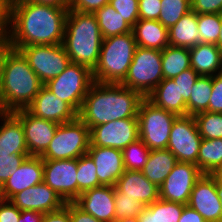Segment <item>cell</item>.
<instances>
[{"label":"cell","instance_id":"1","mask_svg":"<svg viewBox=\"0 0 222 222\" xmlns=\"http://www.w3.org/2000/svg\"><path fill=\"white\" fill-rule=\"evenodd\" d=\"M69 7L30 1L11 5V38L14 47L62 44Z\"/></svg>","mask_w":222,"mask_h":222},{"label":"cell","instance_id":"2","mask_svg":"<svg viewBox=\"0 0 222 222\" xmlns=\"http://www.w3.org/2000/svg\"><path fill=\"white\" fill-rule=\"evenodd\" d=\"M144 97L122 84L94 82L87 92L78 117L90 129L125 118H138Z\"/></svg>","mask_w":222,"mask_h":222},{"label":"cell","instance_id":"3","mask_svg":"<svg viewBox=\"0 0 222 222\" xmlns=\"http://www.w3.org/2000/svg\"><path fill=\"white\" fill-rule=\"evenodd\" d=\"M43 85L23 54L13 49L0 74V112L26 109Z\"/></svg>","mask_w":222,"mask_h":222},{"label":"cell","instance_id":"4","mask_svg":"<svg viewBox=\"0 0 222 222\" xmlns=\"http://www.w3.org/2000/svg\"><path fill=\"white\" fill-rule=\"evenodd\" d=\"M102 40L94 13L68 10L62 44L71 62L93 71L99 59Z\"/></svg>","mask_w":222,"mask_h":222},{"label":"cell","instance_id":"5","mask_svg":"<svg viewBox=\"0 0 222 222\" xmlns=\"http://www.w3.org/2000/svg\"><path fill=\"white\" fill-rule=\"evenodd\" d=\"M136 48L133 32L103 39L97 65L92 71L94 82L121 84Z\"/></svg>","mask_w":222,"mask_h":222},{"label":"cell","instance_id":"6","mask_svg":"<svg viewBox=\"0 0 222 222\" xmlns=\"http://www.w3.org/2000/svg\"><path fill=\"white\" fill-rule=\"evenodd\" d=\"M90 146V129L78 117L58 125L53 139L40 156L43 160L78 159L87 154Z\"/></svg>","mask_w":222,"mask_h":222},{"label":"cell","instance_id":"7","mask_svg":"<svg viewBox=\"0 0 222 222\" xmlns=\"http://www.w3.org/2000/svg\"><path fill=\"white\" fill-rule=\"evenodd\" d=\"M162 80L161 51L137 46L128 74L121 84L146 98Z\"/></svg>","mask_w":222,"mask_h":222},{"label":"cell","instance_id":"8","mask_svg":"<svg viewBox=\"0 0 222 222\" xmlns=\"http://www.w3.org/2000/svg\"><path fill=\"white\" fill-rule=\"evenodd\" d=\"M139 139L150 149H167L170 131L177 115L144 98L138 109Z\"/></svg>","mask_w":222,"mask_h":222},{"label":"cell","instance_id":"9","mask_svg":"<svg viewBox=\"0 0 222 222\" xmlns=\"http://www.w3.org/2000/svg\"><path fill=\"white\" fill-rule=\"evenodd\" d=\"M93 83V74L88 67L70 62L60 75L44 85L56 97L69 103L79 113Z\"/></svg>","mask_w":222,"mask_h":222},{"label":"cell","instance_id":"10","mask_svg":"<svg viewBox=\"0 0 222 222\" xmlns=\"http://www.w3.org/2000/svg\"><path fill=\"white\" fill-rule=\"evenodd\" d=\"M14 49L23 54L43 84L60 75L71 62L63 44L29 45Z\"/></svg>","mask_w":222,"mask_h":222},{"label":"cell","instance_id":"11","mask_svg":"<svg viewBox=\"0 0 222 222\" xmlns=\"http://www.w3.org/2000/svg\"><path fill=\"white\" fill-rule=\"evenodd\" d=\"M201 140L194 116H178L172 124L167 149L177 161L197 165Z\"/></svg>","mask_w":222,"mask_h":222},{"label":"cell","instance_id":"12","mask_svg":"<svg viewBox=\"0 0 222 222\" xmlns=\"http://www.w3.org/2000/svg\"><path fill=\"white\" fill-rule=\"evenodd\" d=\"M139 139L138 118L110 121L90 128V146L125 149Z\"/></svg>","mask_w":222,"mask_h":222},{"label":"cell","instance_id":"13","mask_svg":"<svg viewBox=\"0 0 222 222\" xmlns=\"http://www.w3.org/2000/svg\"><path fill=\"white\" fill-rule=\"evenodd\" d=\"M77 159L43 160V182L66 203L77 199Z\"/></svg>","mask_w":222,"mask_h":222},{"label":"cell","instance_id":"14","mask_svg":"<svg viewBox=\"0 0 222 222\" xmlns=\"http://www.w3.org/2000/svg\"><path fill=\"white\" fill-rule=\"evenodd\" d=\"M202 175L196 164L178 161L159 187L160 199L187 205L192 189Z\"/></svg>","mask_w":222,"mask_h":222},{"label":"cell","instance_id":"15","mask_svg":"<svg viewBox=\"0 0 222 222\" xmlns=\"http://www.w3.org/2000/svg\"><path fill=\"white\" fill-rule=\"evenodd\" d=\"M207 222H222V206L214 174H203L195 183L187 204Z\"/></svg>","mask_w":222,"mask_h":222},{"label":"cell","instance_id":"16","mask_svg":"<svg viewBox=\"0 0 222 222\" xmlns=\"http://www.w3.org/2000/svg\"><path fill=\"white\" fill-rule=\"evenodd\" d=\"M13 113L21 120L29 155L41 156L53 139L59 124L35 117L26 109Z\"/></svg>","mask_w":222,"mask_h":222},{"label":"cell","instance_id":"17","mask_svg":"<svg viewBox=\"0 0 222 222\" xmlns=\"http://www.w3.org/2000/svg\"><path fill=\"white\" fill-rule=\"evenodd\" d=\"M26 110L35 117L57 124L71 122L78 118V112L67 102L56 97L45 85Z\"/></svg>","mask_w":222,"mask_h":222},{"label":"cell","instance_id":"18","mask_svg":"<svg viewBox=\"0 0 222 222\" xmlns=\"http://www.w3.org/2000/svg\"><path fill=\"white\" fill-rule=\"evenodd\" d=\"M11 201L19 210L54 212L61 209L65 202L46 183L31 186L17 194Z\"/></svg>","mask_w":222,"mask_h":222},{"label":"cell","instance_id":"19","mask_svg":"<svg viewBox=\"0 0 222 222\" xmlns=\"http://www.w3.org/2000/svg\"><path fill=\"white\" fill-rule=\"evenodd\" d=\"M74 203L102 222H115V186H100L86 190Z\"/></svg>","mask_w":222,"mask_h":222},{"label":"cell","instance_id":"20","mask_svg":"<svg viewBox=\"0 0 222 222\" xmlns=\"http://www.w3.org/2000/svg\"><path fill=\"white\" fill-rule=\"evenodd\" d=\"M43 182V159L28 156L0 187V198L10 200L15 194Z\"/></svg>","mask_w":222,"mask_h":222},{"label":"cell","instance_id":"21","mask_svg":"<svg viewBox=\"0 0 222 222\" xmlns=\"http://www.w3.org/2000/svg\"><path fill=\"white\" fill-rule=\"evenodd\" d=\"M87 154L97 167L99 183L102 186H115L125 171L122 151L110 147L89 146Z\"/></svg>","mask_w":222,"mask_h":222},{"label":"cell","instance_id":"22","mask_svg":"<svg viewBox=\"0 0 222 222\" xmlns=\"http://www.w3.org/2000/svg\"><path fill=\"white\" fill-rule=\"evenodd\" d=\"M115 189L122 197L135 199L144 207L160 198L159 187L150 182L143 175L142 171L125 170L123 175L117 180Z\"/></svg>","mask_w":222,"mask_h":222},{"label":"cell","instance_id":"23","mask_svg":"<svg viewBox=\"0 0 222 222\" xmlns=\"http://www.w3.org/2000/svg\"><path fill=\"white\" fill-rule=\"evenodd\" d=\"M0 155H29L21 120L13 112H0Z\"/></svg>","mask_w":222,"mask_h":222},{"label":"cell","instance_id":"24","mask_svg":"<svg viewBox=\"0 0 222 222\" xmlns=\"http://www.w3.org/2000/svg\"><path fill=\"white\" fill-rule=\"evenodd\" d=\"M191 68L200 76L222 72V51L212 43H199L189 48Z\"/></svg>","mask_w":222,"mask_h":222},{"label":"cell","instance_id":"25","mask_svg":"<svg viewBox=\"0 0 222 222\" xmlns=\"http://www.w3.org/2000/svg\"><path fill=\"white\" fill-rule=\"evenodd\" d=\"M132 32L137 46L162 51L169 45L168 28L158 20L139 19Z\"/></svg>","mask_w":222,"mask_h":222},{"label":"cell","instance_id":"26","mask_svg":"<svg viewBox=\"0 0 222 222\" xmlns=\"http://www.w3.org/2000/svg\"><path fill=\"white\" fill-rule=\"evenodd\" d=\"M146 98L159 108L177 116H186V102L173 79H163Z\"/></svg>","mask_w":222,"mask_h":222},{"label":"cell","instance_id":"27","mask_svg":"<svg viewBox=\"0 0 222 222\" xmlns=\"http://www.w3.org/2000/svg\"><path fill=\"white\" fill-rule=\"evenodd\" d=\"M169 45L191 48L199 44L198 14L189 11L168 29Z\"/></svg>","mask_w":222,"mask_h":222},{"label":"cell","instance_id":"28","mask_svg":"<svg viewBox=\"0 0 222 222\" xmlns=\"http://www.w3.org/2000/svg\"><path fill=\"white\" fill-rule=\"evenodd\" d=\"M177 162L168 149L151 150L141 171L150 182L160 187Z\"/></svg>","mask_w":222,"mask_h":222},{"label":"cell","instance_id":"29","mask_svg":"<svg viewBox=\"0 0 222 222\" xmlns=\"http://www.w3.org/2000/svg\"><path fill=\"white\" fill-rule=\"evenodd\" d=\"M185 205L158 199L143 208L139 222H178Z\"/></svg>","mask_w":222,"mask_h":222},{"label":"cell","instance_id":"30","mask_svg":"<svg viewBox=\"0 0 222 222\" xmlns=\"http://www.w3.org/2000/svg\"><path fill=\"white\" fill-rule=\"evenodd\" d=\"M197 166L203 174H214L222 170V139L202 138Z\"/></svg>","mask_w":222,"mask_h":222},{"label":"cell","instance_id":"31","mask_svg":"<svg viewBox=\"0 0 222 222\" xmlns=\"http://www.w3.org/2000/svg\"><path fill=\"white\" fill-rule=\"evenodd\" d=\"M161 54L163 79H172L191 68L189 48L168 45Z\"/></svg>","mask_w":222,"mask_h":222},{"label":"cell","instance_id":"32","mask_svg":"<svg viewBox=\"0 0 222 222\" xmlns=\"http://www.w3.org/2000/svg\"><path fill=\"white\" fill-rule=\"evenodd\" d=\"M94 14L103 39L132 32V27L110 4L104 5Z\"/></svg>","mask_w":222,"mask_h":222},{"label":"cell","instance_id":"33","mask_svg":"<svg viewBox=\"0 0 222 222\" xmlns=\"http://www.w3.org/2000/svg\"><path fill=\"white\" fill-rule=\"evenodd\" d=\"M212 76H199L186 103V116L206 111L211 98Z\"/></svg>","mask_w":222,"mask_h":222},{"label":"cell","instance_id":"34","mask_svg":"<svg viewBox=\"0 0 222 222\" xmlns=\"http://www.w3.org/2000/svg\"><path fill=\"white\" fill-rule=\"evenodd\" d=\"M77 167V198L86 190L102 186L97 176V167L88 154L77 159Z\"/></svg>","mask_w":222,"mask_h":222},{"label":"cell","instance_id":"35","mask_svg":"<svg viewBox=\"0 0 222 222\" xmlns=\"http://www.w3.org/2000/svg\"><path fill=\"white\" fill-rule=\"evenodd\" d=\"M189 11H191L190 0H161V11L158 21L169 29Z\"/></svg>","mask_w":222,"mask_h":222},{"label":"cell","instance_id":"36","mask_svg":"<svg viewBox=\"0 0 222 222\" xmlns=\"http://www.w3.org/2000/svg\"><path fill=\"white\" fill-rule=\"evenodd\" d=\"M194 118L202 138L222 139V113L203 111Z\"/></svg>","mask_w":222,"mask_h":222},{"label":"cell","instance_id":"37","mask_svg":"<svg viewBox=\"0 0 222 222\" xmlns=\"http://www.w3.org/2000/svg\"><path fill=\"white\" fill-rule=\"evenodd\" d=\"M222 14H198L199 43L217 44L221 32Z\"/></svg>","mask_w":222,"mask_h":222},{"label":"cell","instance_id":"38","mask_svg":"<svg viewBox=\"0 0 222 222\" xmlns=\"http://www.w3.org/2000/svg\"><path fill=\"white\" fill-rule=\"evenodd\" d=\"M150 151L141 139L130 143L122 150L125 170L141 171L147 162Z\"/></svg>","mask_w":222,"mask_h":222},{"label":"cell","instance_id":"39","mask_svg":"<svg viewBox=\"0 0 222 222\" xmlns=\"http://www.w3.org/2000/svg\"><path fill=\"white\" fill-rule=\"evenodd\" d=\"M144 206L135 199L122 197L115 189V221L125 217H138Z\"/></svg>","mask_w":222,"mask_h":222},{"label":"cell","instance_id":"40","mask_svg":"<svg viewBox=\"0 0 222 222\" xmlns=\"http://www.w3.org/2000/svg\"><path fill=\"white\" fill-rule=\"evenodd\" d=\"M109 4L131 27L139 20L138 0H110Z\"/></svg>","mask_w":222,"mask_h":222},{"label":"cell","instance_id":"41","mask_svg":"<svg viewBox=\"0 0 222 222\" xmlns=\"http://www.w3.org/2000/svg\"><path fill=\"white\" fill-rule=\"evenodd\" d=\"M30 155H0V187Z\"/></svg>","mask_w":222,"mask_h":222},{"label":"cell","instance_id":"42","mask_svg":"<svg viewBox=\"0 0 222 222\" xmlns=\"http://www.w3.org/2000/svg\"><path fill=\"white\" fill-rule=\"evenodd\" d=\"M192 68H189L185 71H182L178 76H175L173 79L174 83L178 85V90L180 96L183 97V100L187 103L190 99L192 93V87L195 84L196 80L199 78Z\"/></svg>","mask_w":222,"mask_h":222},{"label":"cell","instance_id":"43","mask_svg":"<svg viewBox=\"0 0 222 222\" xmlns=\"http://www.w3.org/2000/svg\"><path fill=\"white\" fill-rule=\"evenodd\" d=\"M206 111L222 113V72L212 76L211 98Z\"/></svg>","mask_w":222,"mask_h":222},{"label":"cell","instance_id":"44","mask_svg":"<svg viewBox=\"0 0 222 222\" xmlns=\"http://www.w3.org/2000/svg\"><path fill=\"white\" fill-rule=\"evenodd\" d=\"M139 19L158 20L161 0H138Z\"/></svg>","mask_w":222,"mask_h":222},{"label":"cell","instance_id":"45","mask_svg":"<svg viewBox=\"0 0 222 222\" xmlns=\"http://www.w3.org/2000/svg\"><path fill=\"white\" fill-rule=\"evenodd\" d=\"M191 10L197 14H222V0H190Z\"/></svg>","mask_w":222,"mask_h":222},{"label":"cell","instance_id":"46","mask_svg":"<svg viewBox=\"0 0 222 222\" xmlns=\"http://www.w3.org/2000/svg\"><path fill=\"white\" fill-rule=\"evenodd\" d=\"M110 0H69V10L83 13H95L104 5L109 4Z\"/></svg>","mask_w":222,"mask_h":222},{"label":"cell","instance_id":"47","mask_svg":"<svg viewBox=\"0 0 222 222\" xmlns=\"http://www.w3.org/2000/svg\"><path fill=\"white\" fill-rule=\"evenodd\" d=\"M11 36V4L0 0V37Z\"/></svg>","mask_w":222,"mask_h":222},{"label":"cell","instance_id":"48","mask_svg":"<svg viewBox=\"0 0 222 222\" xmlns=\"http://www.w3.org/2000/svg\"><path fill=\"white\" fill-rule=\"evenodd\" d=\"M21 214L11 201L0 198V222H18Z\"/></svg>","mask_w":222,"mask_h":222},{"label":"cell","instance_id":"49","mask_svg":"<svg viewBox=\"0 0 222 222\" xmlns=\"http://www.w3.org/2000/svg\"><path fill=\"white\" fill-rule=\"evenodd\" d=\"M42 222H71L70 219V202L54 212L45 213Z\"/></svg>","mask_w":222,"mask_h":222},{"label":"cell","instance_id":"50","mask_svg":"<svg viewBox=\"0 0 222 222\" xmlns=\"http://www.w3.org/2000/svg\"><path fill=\"white\" fill-rule=\"evenodd\" d=\"M71 222H102L89 213L84 212L74 202H70Z\"/></svg>","mask_w":222,"mask_h":222},{"label":"cell","instance_id":"51","mask_svg":"<svg viewBox=\"0 0 222 222\" xmlns=\"http://www.w3.org/2000/svg\"><path fill=\"white\" fill-rule=\"evenodd\" d=\"M14 49L11 36L0 37V74L11 51Z\"/></svg>","mask_w":222,"mask_h":222},{"label":"cell","instance_id":"52","mask_svg":"<svg viewBox=\"0 0 222 222\" xmlns=\"http://www.w3.org/2000/svg\"><path fill=\"white\" fill-rule=\"evenodd\" d=\"M178 222H207L196 210L185 205Z\"/></svg>","mask_w":222,"mask_h":222},{"label":"cell","instance_id":"53","mask_svg":"<svg viewBox=\"0 0 222 222\" xmlns=\"http://www.w3.org/2000/svg\"><path fill=\"white\" fill-rule=\"evenodd\" d=\"M43 216L41 212L21 210L18 222H42Z\"/></svg>","mask_w":222,"mask_h":222},{"label":"cell","instance_id":"54","mask_svg":"<svg viewBox=\"0 0 222 222\" xmlns=\"http://www.w3.org/2000/svg\"><path fill=\"white\" fill-rule=\"evenodd\" d=\"M20 1H30L45 5H51L54 7H69V0H20Z\"/></svg>","mask_w":222,"mask_h":222},{"label":"cell","instance_id":"55","mask_svg":"<svg viewBox=\"0 0 222 222\" xmlns=\"http://www.w3.org/2000/svg\"><path fill=\"white\" fill-rule=\"evenodd\" d=\"M215 180L217 183V193L220 198V203L222 206V175L219 172L215 173Z\"/></svg>","mask_w":222,"mask_h":222},{"label":"cell","instance_id":"56","mask_svg":"<svg viewBox=\"0 0 222 222\" xmlns=\"http://www.w3.org/2000/svg\"><path fill=\"white\" fill-rule=\"evenodd\" d=\"M115 222H139L138 217H125L116 220Z\"/></svg>","mask_w":222,"mask_h":222},{"label":"cell","instance_id":"57","mask_svg":"<svg viewBox=\"0 0 222 222\" xmlns=\"http://www.w3.org/2000/svg\"><path fill=\"white\" fill-rule=\"evenodd\" d=\"M216 46L222 51V21H221V32H220Z\"/></svg>","mask_w":222,"mask_h":222},{"label":"cell","instance_id":"58","mask_svg":"<svg viewBox=\"0 0 222 222\" xmlns=\"http://www.w3.org/2000/svg\"><path fill=\"white\" fill-rule=\"evenodd\" d=\"M7 1L12 5L13 3L18 2L20 0H7Z\"/></svg>","mask_w":222,"mask_h":222}]
</instances>
